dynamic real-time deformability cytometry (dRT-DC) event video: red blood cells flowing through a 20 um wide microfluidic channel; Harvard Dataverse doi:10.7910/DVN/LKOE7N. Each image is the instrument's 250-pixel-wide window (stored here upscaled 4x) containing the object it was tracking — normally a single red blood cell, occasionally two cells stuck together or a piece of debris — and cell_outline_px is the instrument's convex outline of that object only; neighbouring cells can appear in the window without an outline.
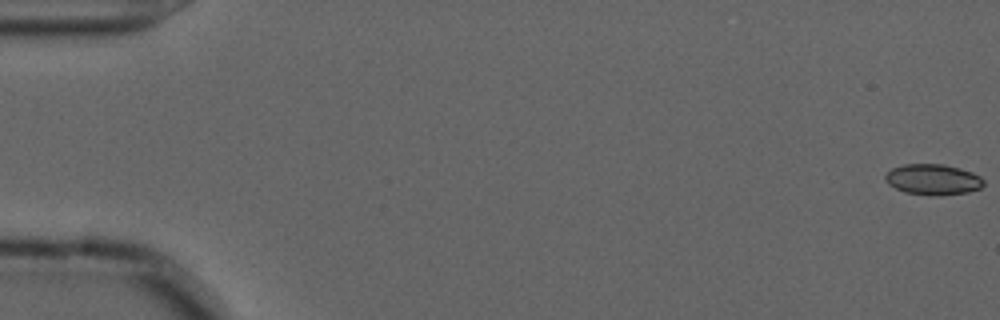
{"species": "common noctule bat (a hibernating species)", "species_latin": "Nyctalus noctula", "temperature_condition": "cold", "stored_images_in_passage": 10, "camera_frame_rate_fps": 3000, "um_per_image_px": 0.085, "animal": {"sex": "male", "forearm_length_mm": 52.5}, "frame": {"image": 1, "passage_image": 1, "time_ms": 0.0, "image_size_px": [1000, 320], "cell_outline_px": [[984, 184], [980, 188], [968, 192], [940, 196], [904, 192], [888, 184], [884, 180], [884, 176], [892, 168], [904, 164], [944, 164], [960, 168], [972, 172], [980, 176], [984, 180]], "centroid_in_image_um": [79.31, 15.25], "position_along_channel_um": 5.7, "area_um2": 17.69}}